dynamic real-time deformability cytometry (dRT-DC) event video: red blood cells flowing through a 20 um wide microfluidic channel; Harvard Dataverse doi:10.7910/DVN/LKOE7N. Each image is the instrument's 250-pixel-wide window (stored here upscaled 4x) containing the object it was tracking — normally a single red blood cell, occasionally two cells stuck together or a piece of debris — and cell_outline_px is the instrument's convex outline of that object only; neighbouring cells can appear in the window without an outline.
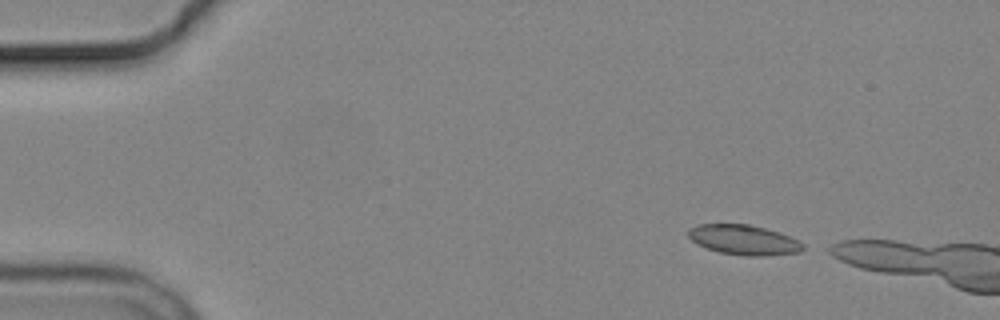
{"species": "common noctule bat (a hibernating species)", "species_latin": "Nyctalus noctula", "temperature_condition": "cold", "stored_images_in_passage": 5, "segment_of_instrument_passage": [1, 2], "camera_frame_rate_fps": 3000, "um_per_image_px": 0.085, "animal": {"sex": "male", "body_mass_g": 19.2, "forearm_length_mm": 51.8}, "frame": {"image": 1, "passage_image": 1, "time_ms": 0.0, "image_size_px": [1000, 320], "cell_outline_px": [[804, 248], [800, 252], [764, 256], [744, 256], [720, 252], [696, 244], [688, 236], [688, 228], [700, 224], [748, 224], [780, 232], [800, 240], [804, 244]], "centroid_in_image_um": [63.24, 20.39], "position_along_channel_um": 21.8, "area_um2": 20.11}}
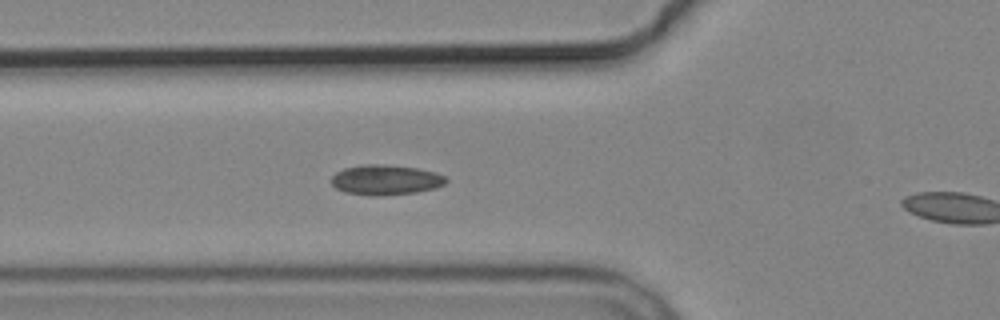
{"frame": {"image": 2, "passage_image": 4, "time_ms": 4.333, "image_size_px": [1000, 320], "cell_outline_px": [[448, 180], [444, 184], [436, 188], [416, 192], [344, 192], [336, 188], [332, 184], [332, 176], [336, 172], [344, 168], [360, 164], [384, 164], [416, 168], [436, 172], [444, 176]], "centroid_in_image_um": [32.81, 15.22], "position_along_channel_um": 93.0, "area_um2": 19.07}}